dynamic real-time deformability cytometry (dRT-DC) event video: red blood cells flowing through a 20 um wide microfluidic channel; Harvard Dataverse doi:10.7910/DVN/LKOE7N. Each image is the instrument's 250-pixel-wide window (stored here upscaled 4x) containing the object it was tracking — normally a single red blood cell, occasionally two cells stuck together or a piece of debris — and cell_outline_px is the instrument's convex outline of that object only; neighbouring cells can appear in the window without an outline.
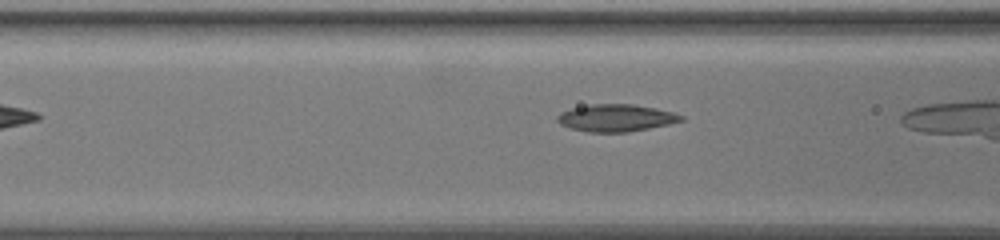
{"species": "common noctule bat (a hibernating species)", "species_latin": "Nyctalus noctula", "temperature_condition": "warm", "stored_images_in_passage": 8, "camera_frame_rate_fps": 3000, "um_per_image_px": 0.085, "animal": {"sex": "female", "body_mass_g": 19.5, "forearm_length_mm": 54.1}, "frame": {"image": 1, "passage_image": 6, "time_ms": 1.667, "image_size_px": [1000, 240], "cell_outline_px": [[684, 120], [668, 124], [628, 132], [588, 132], [572, 128], [560, 124], [556, 120], [556, 116], [560, 112], [572, 108], [592, 104], [632, 104], [656, 108], [672, 112], [684, 116]], "centroid_in_image_um": [52.34, 10.02], "position_along_channel_um": 114.3, "area_um2": 19.54}}